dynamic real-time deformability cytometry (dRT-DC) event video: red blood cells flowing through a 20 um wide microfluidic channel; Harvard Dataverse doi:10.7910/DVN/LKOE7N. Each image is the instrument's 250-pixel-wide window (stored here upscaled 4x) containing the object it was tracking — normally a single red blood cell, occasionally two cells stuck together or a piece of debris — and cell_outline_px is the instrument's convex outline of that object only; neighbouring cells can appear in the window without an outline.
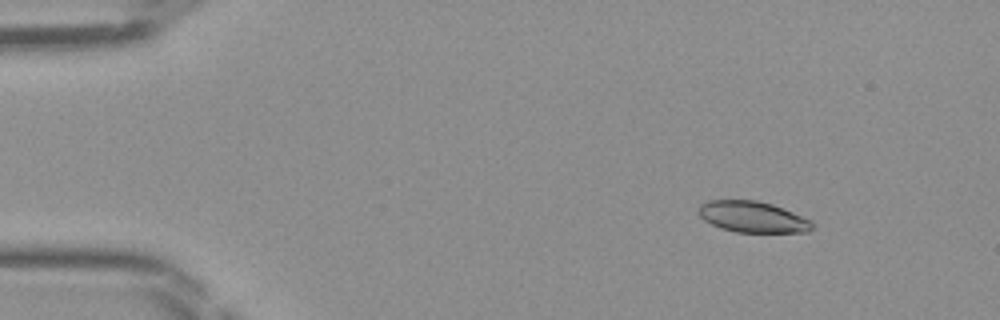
{"species": "Egyptian fruit bat (a non-hibernating species)", "species_latin": "Rousettus aegyptiacus", "temperature_condition": "room temperature", "stored_images_in_passage": 42, "camera_frame_rate_fps": 3000, "um_per_image_px": 0.085, "frame": {"image": 1, "passage_image": 1, "time_ms": 0.0, "image_size_px": [1000, 320], "cell_outline_px": [[816, 224], [808, 232], [736, 232], [720, 228], [704, 220], [696, 212], [700, 204], [708, 200], [756, 200], [772, 204], [812, 220]], "centroid_in_image_um": [63.96, 18.43], "position_along_channel_um": 21.0, "area_um2": 20.75}}
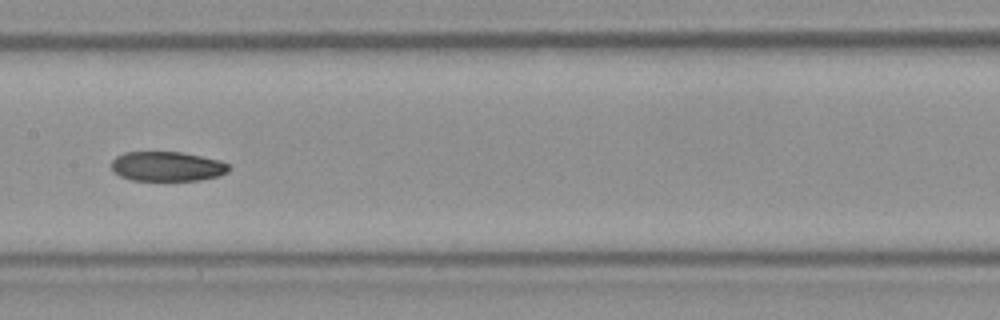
{"frame": {"image": 2, "passage_image": 19, "time_ms": 6.0, "image_size_px": [1000, 320], "cell_outline_px": [[228, 172], [220, 176], [200, 180], [132, 180], [120, 176], [112, 172], [112, 160], [116, 156], [124, 152], [180, 152], [220, 160], [228, 164]], "centroid_in_image_um": [14.19, 14.14], "position_along_channel_um": 193.2, "area_um2": 20.29}}
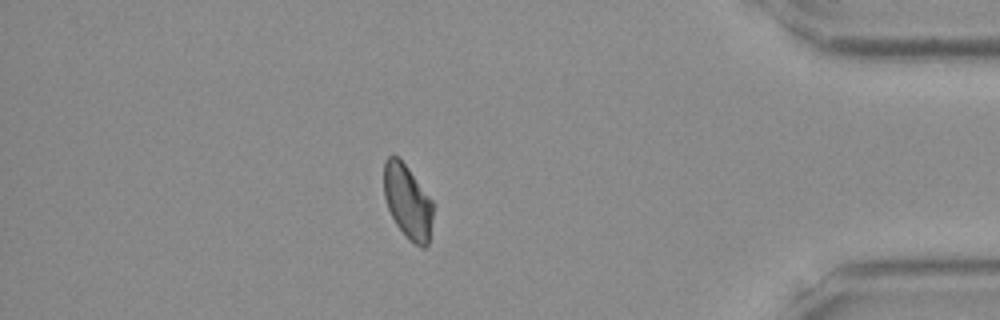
{"frame": {"image": 3, "passage_image": 36, "time_ms": 11.667, "image_size_px": [1000, 320], "cell_outline_px": [[432, 220], [428, 244], [424, 248], [420, 248], [408, 240], [396, 224], [388, 208], [384, 196], [384, 160], [388, 156], [396, 156], [408, 168], [432, 200]], "centroid_in_image_um": [34.64, 17.17], "position_along_channel_um": 400.6, "area_um2": 21.04}}